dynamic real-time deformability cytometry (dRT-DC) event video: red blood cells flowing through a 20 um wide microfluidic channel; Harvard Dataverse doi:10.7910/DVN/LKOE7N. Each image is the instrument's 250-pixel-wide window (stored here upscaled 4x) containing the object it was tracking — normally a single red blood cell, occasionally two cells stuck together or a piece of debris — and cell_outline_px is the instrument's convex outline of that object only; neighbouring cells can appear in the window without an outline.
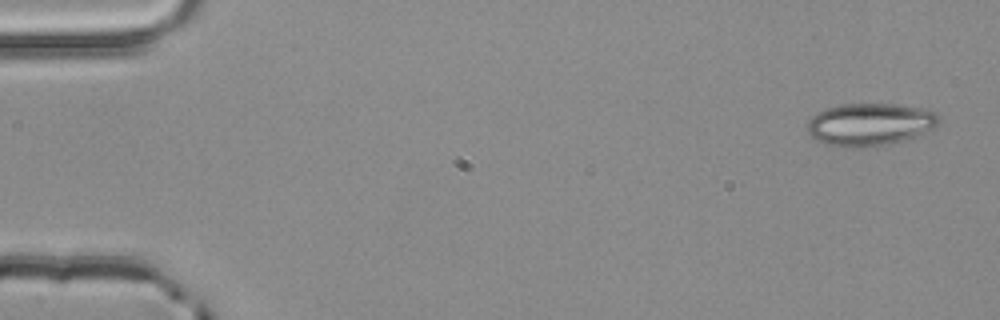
{"species": "common noctule bat (a hibernating species)", "species_latin": "Nyctalus noctula", "temperature_condition": "room temperature", "stored_images_in_passage": 4, "camera_frame_rate_fps": 3000, "um_per_image_px": 0.085, "animal": {"sex": "male", "body_mass_g": 20.4}, "frame": {"image": 1, "passage_image": 1, "time_ms": 0.0, "image_size_px": [1000, 320], "cell_outline_px": [[940, 120], [936, 128], [916, 136], [904, 140], [888, 144], [864, 148], [856, 148], [828, 144], [816, 140], [808, 132], [808, 120], [816, 112], [824, 108], [840, 104], [896, 104], [920, 108], [936, 112], [940, 116]], "centroid_in_image_um": [73.96, 10.57], "position_along_channel_um": 11.0, "area_um2": 32.83}}